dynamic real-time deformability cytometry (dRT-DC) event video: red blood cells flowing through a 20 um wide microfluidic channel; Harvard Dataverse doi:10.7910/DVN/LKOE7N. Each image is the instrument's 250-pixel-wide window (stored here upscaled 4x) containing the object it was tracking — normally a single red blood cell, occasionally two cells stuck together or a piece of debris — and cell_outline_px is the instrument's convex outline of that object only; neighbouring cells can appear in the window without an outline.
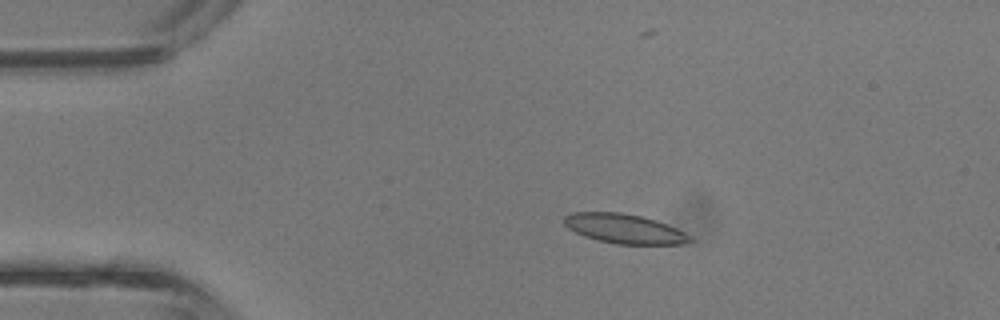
{"species": "common noctule bat (a hibernating species)", "species_latin": "Nyctalus noctula", "temperature_condition": "room temperature", "stored_images_in_passage": 5, "camera_frame_rate_fps": 3000, "um_per_image_px": 0.085, "animal": {"sex": "male", "body_mass_g": 13.3}, "frame": {"image": 1, "passage_image": 3, "time_ms": 0.667, "image_size_px": [1000, 320], "cell_outline_px": [[692, 240], [684, 244], [616, 244], [596, 240], [584, 236], [568, 228], [564, 224], [564, 216], [572, 212], [620, 212], [640, 216], [656, 220], [676, 228], [692, 236]], "centroid_in_image_um": [53.06, 19.44], "position_along_channel_um": 31.9, "area_um2": 21.62}}